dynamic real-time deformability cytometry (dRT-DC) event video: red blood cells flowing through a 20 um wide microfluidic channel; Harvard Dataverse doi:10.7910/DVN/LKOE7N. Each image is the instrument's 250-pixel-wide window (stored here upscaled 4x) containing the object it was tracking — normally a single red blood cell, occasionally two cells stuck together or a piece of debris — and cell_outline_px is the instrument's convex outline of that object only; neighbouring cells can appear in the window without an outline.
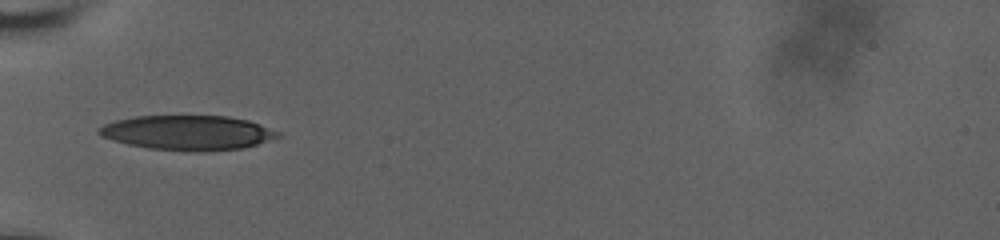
{"species": "human", "species_latin": "Homo sapiens", "temperature_condition": "room temperature", "stored_images_in_passage": 8, "camera_frame_rate_fps": 3000, "um_per_image_px": 0.085, "donor": {"sex": "male"}, "frame": {"image": 1, "passage_image": 1, "time_ms": 0.0, "image_size_px": [1000, 240], "cell_outline_px": [[280, 136], [244, 148], [200, 152], [148, 148], [128, 144], [112, 140], [100, 136], [96, 132], [104, 124], [116, 120], [136, 116], [228, 116], [248, 120], [260, 124], [280, 132]], "centroid_in_image_um": [15.95, 11.28], "position_along_channel_um": 69.1, "area_um2": 36.07}}
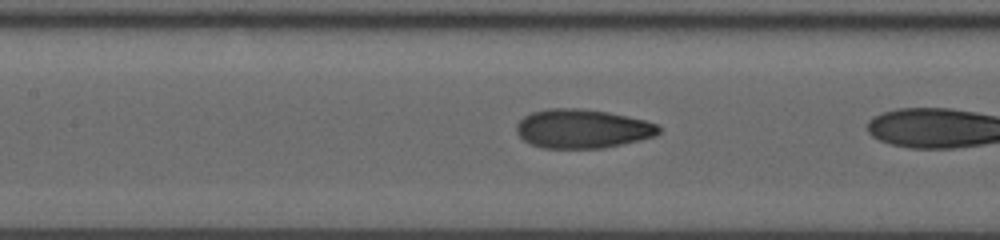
{"frame": {"image": 2, "passage_image": 5, "time_ms": 1.667, "image_size_px": [1000, 240], "cell_outline_px": [[660, 132], [656, 136], [640, 140], [604, 148], [544, 148], [532, 144], [524, 140], [516, 132], [516, 124], [524, 116], [532, 112], [548, 108], [580, 108], [608, 112], [644, 120], [656, 124], [660, 128]], "centroid_in_image_um": [49.5, 10.94], "position_along_channel_um": 157.9, "area_um2": 32.31}}
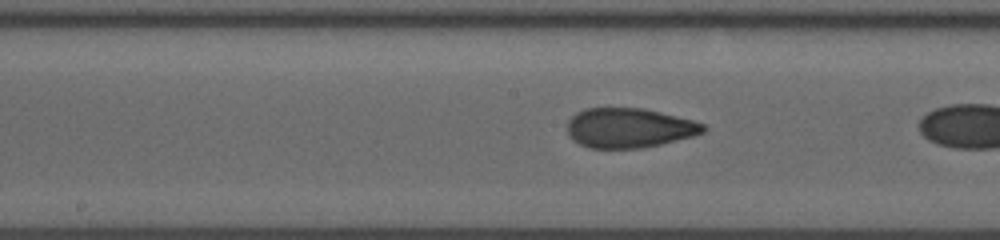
{"frame": {"image": 3, "passage_image": 7, "time_ms": 2.667, "image_size_px": [1000, 240], "cell_outline_px": [[708, 128], [704, 132], [692, 136], [660, 144], [640, 148], [588, 148], [572, 140], [568, 136], [568, 120], [576, 112], [584, 108], [644, 108], [692, 120], [704, 124]], "centroid_in_image_um": [53.44, 10.87], "position_along_channel_um": 194.8, "area_um2": 31.44}}